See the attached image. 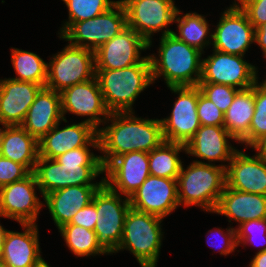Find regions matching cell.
<instances>
[{
  "instance_id": "cell-44",
  "label": "cell",
  "mask_w": 266,
  "mask_h": 267,
  "mask_svg": "<svg viewBox=\"0 0 266 267\" xmlns=\"http://www.w3.org/2000/svg\"><path fill=\"white\" fill-rule=\"evenodd\" d=\"M249 267H266V251L256 252L249 263Z\"/></svg>"
},
{
  "instance_id": "cell-16",
  "label": "cell",
  "mask_w": 266,
  "mask_h": 267,
  "mask_svg": "<svg viewBox=\"0 0 266 267\" xmlns=\"http://www.w3.org/2000/svg\"><path fill=\"white\" fill-rule=\"evenodd\" d=\"M60 94L64 119L68 112L81 117L87 116L84 121L98 130V127L109 117L110 112L105 106L96 76L86 82L68 87Z\"/></svg>"
},
{
  "instance_id": "cell-38",
  "label": "cell",
  "mask_w": 266,
  "mask_h": 267,
  "mask_svg": "<svg viewBox=\"0 0 266 267\" xmlns=\"http://www.w3.org/2000/svg\"><path fill=\"white\" fill-rule=\"evenodd\" d=\"M31 172L22 164L0 155V188L10 183L20 181Z\"/></svg>"
},
{
  "instance_id": "cell-34",
  "label": "cell",
  "mask_w": 266,
  "mask_h": 267,
  "mask_svg": "<svg viewBox=\"0 0 266 267\" xmlns=\"http://www.w3.org/2000/svg\"><path fill=\"white\" fill-rule=\"evenodd\" d=\"M254 114L249 127V134L240 142L251 146L259 138L266 135V81L255 83Z\"/></svg>"
},
{
  "instance_id": "cell-8",
  "label": "cell",
  "mask_w": 266,
  "mask_h": 267,
  "mask_svg": "<svg viewBox=\"0 0 266 267\" xmlns=\"http://www.w3.org/2000/svg\"><path fill=\"white\" fill-rule=\"evenodd\" d=\"M50 60L46 87L59 93L75 84L93 79L96 75L95 52L87 48L68 43Z\"/></svg>"
},
{
  "instance_id": "cell-9",
  "label": "cell",
  "mask_w": 266,
  "mask_h": 267,
  "mask_svg": "<svg viewBox=\"0 0 266 267\" xmlns=\"http://www.w3.org/2000/svg\"><path fill=\"white\" fill-rule=\"evenodd\" d=\"M127 27L126 12L118 2L108 11L81 22L73 23L60 37L77 47L97 50Z\"/></svg>"
},
{
  "instance_id": "cell-46",
  "label": "cell",
  "mask_w": 266,
  "mask_h": 267,
  "mask_svg": "<svg viewBox=\"0 0 266 267\" xmlns=\"http://www.w3.org/2000/svg\"><path fill=\"white\" fill-rule=\"evenodd\" d=\"M38 267H50L46 261H44L41 265Z\"/></svg>"
},
{
  "instance_id": "cell-26",
  "label": "cell",
  "mask_w": 266,
  "mask_h": 267,
  "mask_svg": "<svg viewBox=\"0 0 266 267\" xmlns=\"http://www.w3.org/2000/svg\"><path fill=\"white\" fill-rule=\"evenodd\" d=\"M224 215L228 222H243L266 218V196L234 190L225 186L214 211ZM231 219V220H230Z\"/></svg>"
},
{
  "instance_id": "cell-33",
  "label": "cell",
  "mask_w": 266,
  "mask_h": 267,
  "mask_svg": "<svg viewBox=\"0 0 266 267\" xmlns=\"http://www.w3.org/2000/svg\"><path fill=\"white\" fill-rule=\"evenodd\" d=\"M68 9V21L60 28V36L75 22H81L98 16L118 1L111 0H62Z\"/></svg>"
},
{
  "instance_id": "cell-39",
  "label": "cell",
  "mask_w": 266,
  "mask_h": 267,
  "mask_svg": "<svg viewBox=\"0 0 266 267\" xmlns=\"http://www.w3.org/2000/svg\"><path fill=\"white\" fill-rule=\"evenodd\" d=\"M234 2L247 15L254 29L266 23V0H234Z\"/></svg>"
},
{
  "instance_id": "cell-4",
  "label": "cell",
  "mask_w": 266,
  "mask_h": 267,
  "mask_svg": "<svg viewBox=\"0 0 266 267\" xmlns=\"http://www.w3.org/2000/svg\"><path fill=\"white\" fill-rule=\"evenodd\" d=\"M227 165H214L194 160L188 167L181 166L177 178L178 202L184 207L198 206L214 213L226 186Z\"/></svg>"
},
{
  "instance_id": "cell-42",
  "label": "cell",
  "mask_w": 266,
  "mask_h": 267,
  "mask_svg": "<svg viewBox=\"0 0 266 267\" xmlns=\"http://www.w3.org/2000/svg\"><path fill=\"white\" fill-rule=\"evenodd\" d=\"M254 42L260 46L263 56L266 58V23L255 29Z\"/></svg>"
},
{
  "instance_id": "cell-29",
  "label": "cell",
  "mask_w": 266,
  "mask_h": 267,
  "mask_svg": "<svg viewBox=\"0 0 266 267\" xmlns=\"http://www.w3.org/2000/svg\"><path fill=\"white\" fill-rule=\"evenodd\" d=\"M174 22L177 23V30L179 32L176 33L173 31L172 34L179 40L185 42L189 46L197 48L202 53H204V48L208 45H212V32L210 34V28L206 17L195 12L182 15L181 10L177 8Z\"/></svg>"
},
{
  "instance_id": "cell-27",
  "label": "cell",
  "mask_w": 266,
  "mask_h": 267,
  "mask_svg": "<svg viewBox=\"0 0 266 267\" xmlns=\"http://www.w3.org/2000/svg\"><path fill=\"white\" fill-rule=\"evenodd\" d=\"M0 155L33 172L39 157L38 140L21 125L0 127Z\"/></svg>"
},
{
  "instance_id": "cell-10",
  "label": "cell",
  "mask_w": 266,
  "mask_h": 267,
  "mask_svg": "<svg viewBox=\"0 0 266 267\" xmlns=\"http://www.w3.org/2000/svg\"><path fill=\"white\" fill-rule=\"evenodd\" d=\"M125 9L127 26L142 36L152 45L154 33L162 32V36L171 34L167 27L174 23L177 6L174 0H119Z\"/></svg>"
},
{
  "instance_id": "cell-22",
  "label": "cell",
  "mask_w": 266,
  "mask_h": 267,
  "mask_svg": "<svg viewBox=\"0 0 266 267\" xmlns=\"http://www.w3.org/2000/svg\"><path fill=\"white\" fill-rule=\"evenodd\" d=\"M228 139L235 140L224 126L201 125L185 144V153L208 160V164L215 165L216 161L229 163L238 149Z\"/></svg>"
},
{
  "instance_id": "cell-1",
  "label": "cell",
  "mask_w": 266,
  "mask_h": 267,
  "mask_svg": "<svg viewBox=\"0 0 266 267\" xmlns=\"http://www.w3.org/2000/svg\"><path fill=\"white\" fill-rule=\"evenodd\" d=\"M134 114L110 113L104 124H111L98 128L99 150L104 154L100 155L103 168L121 154L150 152L165 141L160 119L139 118Z\"/></svg>"
},
{
  "instance_id": "cell-2",
  "label": "cell",
  "mask_w": 266,
  "mask_h": 267,
  "mask_svg": "<svg viewBox=\"0 0 266 267\" xmlns=\"http://www.w3.org/2000/svg\"><path fill=\"white\" fill-rule=\"evenodd\" d=\"M89 147L99 151V146H83L67 151L55 159L38 157L33 173L42 197L68 186L104 184L103 177L99 182L93 181L104 173V168L100 155H94Z\"/></svg>"
},
{
  "instance_id": "cell-28",
  "label": "cell",
  "mask_w": 266,
  "mask_h": 267,
  "mask_svg": "<svg viewBox=\"0 0 266 267\" xmlns=\"http://www.w3.org/2000/svg\"><path fill=\"white\" fill-rule=\"evenodd\" d=\"M255 84L237 92L228 110L224 113L226 130L240 142L249 134V127L254 114Z\"/></svg>"
},
{
  "instance_id": "cell-17",
  "label": "cell",
  "mask_w": 266,
  "mask_h": 267,
  "mask_svg": "<svg viewBox=\"0 0 266 267\" xmlns=\"http://www.w3.org/2000/svg\"><path fill=\"white\" fill-rule=\"evenodd\" d=\"M104 183L130 198L150 175L148 152L132 151L115 157L104 168Z\"/></svg>"
},
{
  "instance_id": "cell-7",
  "label": "cell",
  "mask_w": 266,
  "mask_h": 267,
  "mask_svg": "<svg viewBox=\"0 0 266 267\" xmlns=\"http://www.w3.org/2000/svg\"><path fill=\"white\" fill-rule=\"evenodd\" d=\"M92 203L96 206L97 221L94 232L99 247L107 254L117 253L130 209L128 197L112 191L105 183L95 193Z\"/></svg>"
},
{
  "instance_id": "cell-6",
  "label": "cell",
  "mask_w": 266,
  "mask_h": 267,
  "mask_svg": "<svg viewBox=\"0 0 266 267\" xmlns=\"http://www.w3.org/2000/svg\"><path fill=\"white\" fill-rule=\"evenodd\" d=\"M162 218L130 207L117 252L130 251L141 267H156L162 245Z\"/></svg>"
},
{
  "instance_id": "cell-20",
  "label": "cell",
  "mask_w": 266,
  "mask_h": 267,
  "mask_svg": "<svg viewBox=\"0 0 266 267\" xmlns=\"http://www.w3.org/2000/svg\"><path fill=\"white\" fill-rule=\"evenodd\" d=\"M24 232L8 230L0 261L5 267H38L45 260L41 257L37 224H21Z\"/></svg>"
},
{
  "instance_id": "cell-3",
  "label": "cell",
  "mask_w": 266,
  "mask_h": 267,
  "mask_svg": "<svg viewBox=\"0 0 266 267\" xmlns=\"http://www.w3.org/2000/svg\"><path fill=\"white\" fill-rule=\"evenodd\" d=\"M158 57L148 55L152 81L161 76L167 87L197 86L202 73V52L179 40L174 34L161 36Z\"/></svg>"
},
{
  "instance_id": "cell-13",
  "label": "cell",
  "mask_w": 266,
  "mask_h": 267,
  "mask_svg": "<svg viewBox=\"0 0 266 267\" xmlns=\"http://www.w3.org/2000/svg\"><path fill=\"white\" fill-rule=\"evenodd\" d=\"M35 189L40 188L31 172L24 179L0 188V217L13 219L19 224H37L38 214L44 206Z\"/></svg>"
},
{
  "instance_id": "cell-30",
  "label": "cell",
  "mask_w": 266,
  "mask_h": 267,
  "mask_svg": "<svg viewBox=\"0 0 266 267\" xmlns=\"http://www.w3.org/2000/svg\"><path fill=\"white\" fill-rule=\"evenodd\" d=\"M181 151L186 152L185 144L163 141L148 152L150 175L177 180L183 163L179 157Z\"/></svg>"
},
{
  "instance_id": "cell-45",
  "label": "cell",
  "mask_w": 266,
  "mask_h": 267,
  "mask_svg": "<svg viewBox=\"0 0 266 267\" xmlns=\"http://www.w3.org/2000/svg\"><path fill=\"white\" fill-rule=\"evenodd\" d=\"M7 229H5L1 224H0V255H1V252H2V246H3V243H4V238H5V235L7 233Z\"/></svg>"
},
{
  "instance_id": "cell-24",
  "label": "cell",
  "mask_w": 266,
  "mask_h": 267,
  "mask_svg": "<svg viewBox=\"0 0 266 267\" xmlns=\"http://www.w3.org/2000/svg\"><path fill=\"white\" fill-rule=\"evenodd\" d=\"M60 121L67 122L62 115L61 94L42 87L29 107L21 126L30 135L40 140Z\"/></svg>"
},
{
  "instance_id": "cell-23",
  "label": "cell",
  "mask_w": 266,
  "mask_h": 267,
  "mask_svg": "<svg viewBox=\"0 0 266 267\" xmlns=\"http://www.w3.org/2000/svg\"><path fill=\"white\" fill-rule=\"evenodd\" d=\"M237 150L226 168V186L266 196V161Z\"/></svg>"
},
{
  "instance_id": "cell-15",
  "label": "cell",
  "mask_w": 266,
  "mask_h": 267,
  "mask_svg": "<svg viewBox=\"0 0 266 267\" xmlns=\"http://www.w3.org/2000/svg\"><path fill=\"white\" fill-rule=\"evenodd\" d=\"M148 42L128 26L114 38L95 50V69H121L138 63H150L149 57H141Z\"/></svg>"
},
{
  "instance_id": "cell-37",
  "label": "cell",
  "mask_w": 266,
  "mask_h": 267,
  "mask_svg": "<svg viewBox=\"0 0 266 267\" xmlns=\"http://www.w3.org/2000/svg\"><path fill=\"white\" fill-rule=\"evenodd\" d=\"M197 115L201 125L223 126L224 113L198 88Z\"/></svg>"
},
{
  "instance_id": "cell-25",
  "label": "cell",
  "mask_w": 266,
  "mask_h": 267,
  "mask_svg": "<svg viewBox=\"0 0 266 267\" xmlns=\"http://www.w3.org/2000/svg\"><path fill=\"white\" fill-rule=\"evenodd\" d=\"M102 185L68 186L43 197L57 229L68 224L77 211L89 205Z\"/></svg>"
},
{
  "instance_id": "cell-43",
  "label": "cell",
  "mask_w": 266,
  "mask_h": 267,
  "mask_svg": "<svg viewBox=\"0 0 266 267\" xmlns=\"http://www.w3.org/2000/svg\"><path fill=\"white\" fill-rule=\"evenodd\" d=\"M250 147L257 151L256 155L260 159L266 161V135L259 138Z\"/></svg>"
},
{
  "instance_id": "cell-41",
  "label": "cell",
  "mask_w": 266,
  "mask_h": 267,
  "mask_svg": "<svg viewBox=\"0 0 266 267\" xmlns=\"http://www.w3.org/2000/svg\"><path fill=\"white\" fill-rule=\"evenodd\" d=\"M96 221V206L91 202L86 207L77 211L68 224L79 225L85 227L86 229L94 231Z\"/></svg>"
},
{
  "instance_id": "cell-19",
  "label": "cell",
  "mask_w": 266,
  "mask_h": 267,
  "mask_svg": "<svg viewBox=\"0 0 266 267\" xmlns=\"http://www.w3.org/2000/svg\"><path fill=\"white\" fill-rule=\"evenodd\" d=\"M61 121L40 140L39 157L55 159L72 149L83 146H99L98 130L81 121L60 129Z\"/></svg>"
},
{
  "instance_id": "cell-5",
  "label": "cell",
  "mask_w": 266,
  "mask_h": 267,
  "mask_svg": "<svg viewBox=\"0 0 266 267\" xmlns=\"http://www.w3.org/2000/svg\"><path fill=\"white\" fill-rule=\"evenodd\" d=\"M103 100L110 113L134 112L132 105L152 81L151 63L121 69H95Z\"/></svg>"
},
{
  "instance_id": "cell-21",
  "label": "cell",
  "mask_w": 266,
  "mask_h": 267,
  "mask_svg": "<svg viewBox=\"0 0 266 267\" xmlns=\"http://www.w3.org/2000/svg\"><path fill=\"white\" fill-rule=\"evenodd\" d=\"M41 88L36 83L0 79V124L21 125Z\"/></svg>"
},
{
  "instance_id": "cell-40",
  "label": "cell",
  "mask_w": 266,
  "mask_h": 267,
  "mask_svg": "<svg viewBox=\"0 0 266 267\" xmlns=\"http://www.w3.org/2000/svg\"><path fill=\"white\" fill-rule=\"evenodd\" d=\"M228 228H226V231H225L226 233L224 232V230L222 228L221 229L220 228L215 229V231H214V229L213 230L211 229L208 231V234L212 232L215 234V236L220 235L219 237L221 238L220 240H222L223 245L221 246V243L219 244L220 250H218V251H220V254L224 255V256L234 252L236 247H238L236 228H233V226H232V228H231V226ZM208 242L209 241H207V243ZM210 247H213L214 250L217 249V246L214 243H210Z\"/></svg>"
},
{
  "instance_id": "cell-31",
  "label": "cell",
  "mask_w": 266,
  "mask_h": 267,
  "mask_svg": "<svg viewBox=\"0 0 266 267\" xmlns=\"http://www.w3.org/2000/svg\"><path fill=\"white\" fill-rule=\"evenodd\" d=\"M10 50L11 62L17 74L12 79L36 83L42 87H46L48 63L34 52L18 48H12Z\"/></svg>"
},
{
  "instance_id": "cell-18",
  "label": "cell",
  "mask_w": 266,
  "mask_h": 267,
  "mask_svg": "<svg viewBox=\"0 0 266 267\" xmlns=\"http://www.w3.org/2000/svg\"><path fill=\"white\" fill-rule=\"evenodd\" d=\"M129 201L132 208L164 219L180 206L177 180L149 175Z\"/></svg>"
},
{
  "instance_id": "cell-11",
  "label": "cell",
  "mask_w": 266,
  "mask_h": 267,
  "mask_svg": "<svg viewBox=\"0 0 266 267\" xmlns=\"http://www.w3.org/2000/svg\"><path fill=\"white\" fill-rule=\"evenodd\" d=\"M213 54L202 58V73L199 83H215L246 89L258 81L256 66L244 60L245 56L212 50Z\"/></svg>"
},
{
  "instance_id": "cell-35",
  "label": "cell",
  "mask_w": 266,
  "mask_h": 267,
  "mask_svg": "<svg viewBox=\"0 0 266 267\" xmlns=\"http://www.w3.org/2000/svg\"><path fill=\"white\" fill-rule=\"evenodd\" d=\"M200 92L213 102L223 113L232 104L235 95L239 91L235 87L215 83H198Z\"/></svg>"
},
{
  "instance_id": "cell-47",
  "label": "cell",
  "mask_w": 266,
  "mask_h": 267,
  "mask_svg": "<svg viewBox=\"0 0 266 267\" xmlns=\"http://www.w3.org/2000/svg\"><path fill=\"white\" fill-rule=\"evenodd\" d=\"M0 267H5L3 264H2V262L0 261Z\"/></svg>"
},
{
  "instance_id": "cell-12",
  "label": "cell",
  "mask_w": 266,
  "mask_h": 267,
  "mask_svg": "<svg viewBox=\"0 0 266 267\" xmlns=\"http://www.w3.org/2000/svg\"><path fill=\"white\" fill-rule=\"evenodd\" d=\"M178 94L170 116L160 119L165 141L186 144L201 126L197 115L198 86H171Z\"/></svg>"
},
{
  "instance_id": "cell-32",
  "label": "cell",
  "mask_w": 266,
  "mask_h": 267,
  "mask_svg": "<svg viewBox=\"0 0 266 267\" xmlns=\"http://www.w3.org/2000/svg\"><path fill=\"white\" fill-rule=\"evenodd\" d=\"M59 232L63 236L70 251L78 257H89L106 254L97 243L96 233L85 227L75 224H65Z\"/></svg>"
},
{
  "instance_id": "cell-14",
  "label": "cell",
  "mask_w": 266,
  "mask_h": 267,
  "mask_svg": "<svg viewBox=\"0 0 266 267\" xmlns=\"http://www.w3.org/2000/svg\"><path fill=\"white\" fill-rule=\"evenodd\" d=\"M255 29L247 15L234 2L221 14L212 34V48L227 54L244 56L254 42Z\"/></svg>"
},
{
  "instance_id": "cell-36",
  "label": "cell",
  "mask_w": 266,
  "mask_h": 267,
  "mask_svg": "<svg viewBox=\"0 0 266 267\" xmlns=\"http://www.w3.org/2000/svg\"><path fill=\"white\" fill-rule=\"evenodd\" d=\"M237 227H236V236H237L238 246L240 244H244L246 246V244H248L249 242L251 245L257 243L258 245L263 246L262 249L258 250V252L266 251V243L264 242L260 243L259 242L260 240L257 241V239H260L261 236V239L263 237L262 240L266 242V218L246 221ZM256 235L260 236L258 237Z\"/></svg>"
}]
</instances>
